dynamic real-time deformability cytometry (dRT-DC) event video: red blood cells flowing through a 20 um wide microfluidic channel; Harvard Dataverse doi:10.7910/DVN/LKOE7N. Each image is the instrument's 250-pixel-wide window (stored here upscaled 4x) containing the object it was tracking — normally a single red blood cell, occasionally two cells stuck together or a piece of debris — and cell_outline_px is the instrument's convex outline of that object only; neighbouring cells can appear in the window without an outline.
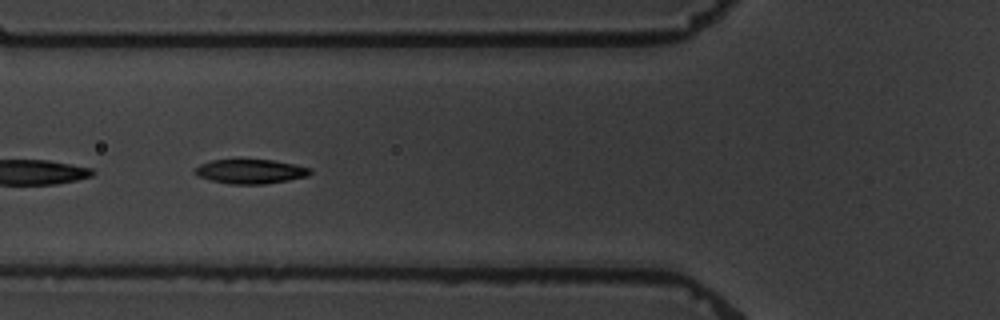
{"species": "common noctule bat (a hibernating species)", "species_latin": "Nyctalus noctula", "temperature_condition": "warm", "stored_images_in_passage": 6, "camera_frame_rate_fps": 3000, "um_per_image_px": 0.085, "animal": {"sex": "male", "body_mass_g": 19.5, "forearm_length_mm": 54.6}, "frame": {"image": 1, "passage_image": 5, "time_ms": 4.667, "image_size_px": [1000, 320], "cell_outline_px": [[312, 172], [308, 176], [288, 180], [264, 184], [232, 184], [212, 180], [200, 176], [192, 172], [200, 164], [212, 160], [272, 160], [312, 168]], "centroid_in_image_um": [21.31, 14.57], "position_along_channel_um": 104.5, "area_um2": 16.13}}